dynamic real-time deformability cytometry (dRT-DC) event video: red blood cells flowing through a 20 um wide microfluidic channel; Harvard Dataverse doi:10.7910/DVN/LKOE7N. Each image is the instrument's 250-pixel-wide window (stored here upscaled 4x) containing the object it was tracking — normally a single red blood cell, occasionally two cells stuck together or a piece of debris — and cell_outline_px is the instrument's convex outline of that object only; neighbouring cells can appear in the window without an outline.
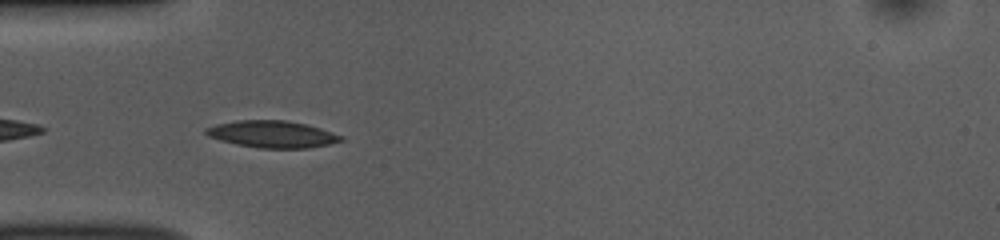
{"species": "common noctule bat (a hibernating species)", "species_latin": "Nyctalus noctula", "temperature_condition": "room temperature", "stored_images_in_passage": 38, "camera_frame_rate_fps": 3000, "um_per_image_px": 0.085, "animal": {"sex": "female", "body_mass_g": 10.0, "forearm_length_mm": 53.1}, "frame": {"image": 1, "passage_image": 2, "time_ms": 0.333, "image_size_px": [1000, 240], "cell_outline_px": [[344, 140], [328, 144], [308, 148], [260, 148], [236, 144], [220, 140], [208, 136], [204, 132], [204, 128], [216, 124], [236, 120], [288, 120], [308, 124], [344, 136]], "centroid_in_image_um": [23.14, 11.39], "position_along_channel_um": 61.9, "area_um2": 21.33}}
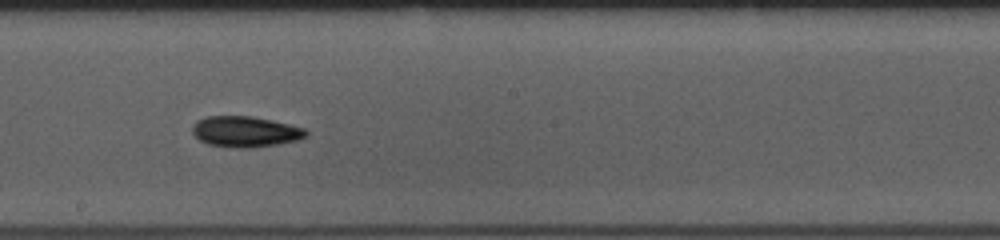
{"frame": {"image": 2, "passage_image": 15, "time_ms": 4.667, "image_size_px": [1000, 240], "cell_outline_px": [[308, 136], [300, 140], [256, 148], [232, 148], [208, 144], [200, 140], [192, 132], [192, 124], [196, 120], [208, 116], [252, 116], [272, 120], [304, 128], [308, 132]], "centroid_in_image_um": [20.86, 11.2], "position_along_channel_um": 227.3, "area_um2": 20.69}}
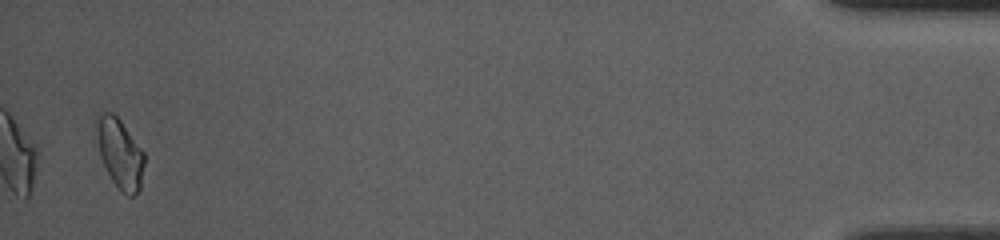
{"frame": {"image": 3, "passage_image": 37, "time_ms": 12.0, "image_size_px": [1000, 240], "cell_outline_px": [[144, 164], [140, 188], [132, 196], [128, 196], [112, 180], [100, 156], [96, 136], [96, 112], [112, 112], [120, 120], [144, 152]], "centroid_in_image_um": [10.17, 12.98], "position_along_channel_um": 425.0, "area_um2": 19.13}, "authors_computed_cell_mechanics": {"area_um2": 19.4497, "velocity_mm_per_s": 3.8456, "shape_relaxation_time_tau1_ms": 8.1518, "shape_relaxation_time_tau2_ms": null, "deformation_change_tau1": 0.139, "deformation_change_tau2": null}}